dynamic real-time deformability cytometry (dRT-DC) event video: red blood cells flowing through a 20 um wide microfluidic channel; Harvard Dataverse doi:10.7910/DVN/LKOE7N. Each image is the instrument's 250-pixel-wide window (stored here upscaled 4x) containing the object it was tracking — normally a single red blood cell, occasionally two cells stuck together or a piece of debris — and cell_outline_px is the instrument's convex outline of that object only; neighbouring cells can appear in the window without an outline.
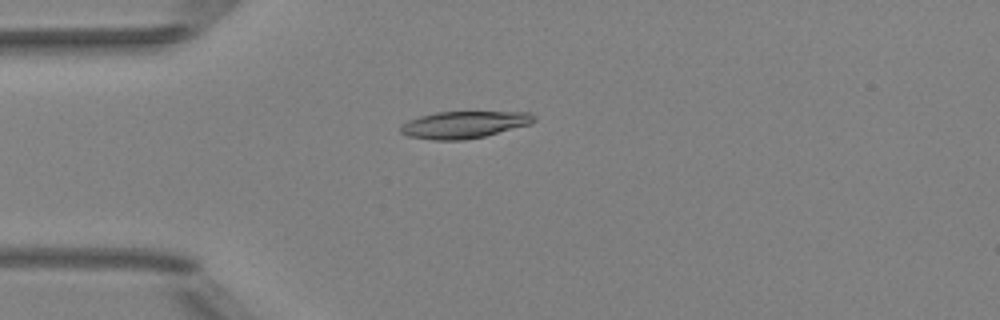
{"species": "Egyptian fruit bat (a non-hibernating species)", "species_latin": "Rousettus aegyptiacus", "temperature_condition": "room temperature", "stored_images_in_passage": 51, "camera_frame_rate_fps": 3000, "um_per_image_px": 0.085, "animal": {"sex": "female"}, "frame": {"image": 1, "passage_image": 14, "time_ms": 4.333, "image_size_px": [1000, 320], "cell_outline_px": [[536, 120], [532, 124], [484, 136], [464, 140], [432, 140], [408, 136], [400, 132], [400, 128], [408, 120], [420, 116], [436, 112], [532, 112], [536, 116]], "centroid_in_image_um": [39.49, 10.59], "position_along_channel_um": 45.5, "area_um2": 21.04}}
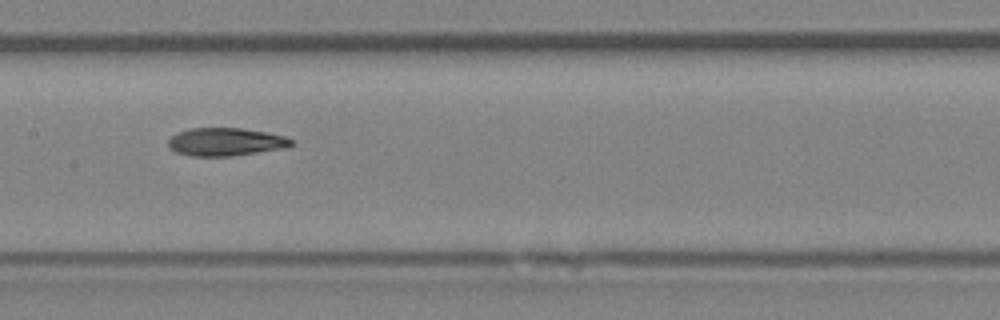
{"frame": {"image": 2, "passage_image": 26, "time_ms": 8.333, "image_size_px": [1000, 320], "cell_outline_px": [[292, 144], [284, 148], [232, 156], [192, 156], [176, 152], [168, 144], [168, 140], [172, 136], [188, 128], [240, 128], [268, 132], [284, 136], [292, 140]], "centroid_in_image_um": [19.18, 12.05], "position_along_channel_um": 188.2, "area_um2": 19.88}}
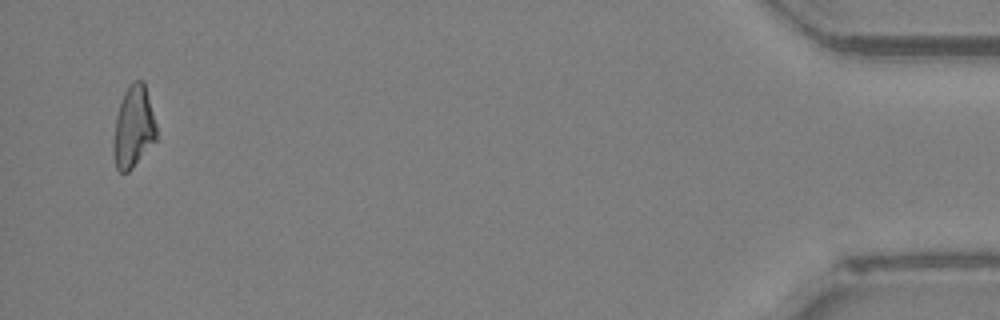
{"frame": {"image": 3, "passage_image": 50, "time_ms": 16.333, "image_size_px": [1000, 320], "cell_outline_px": [[156, 140], [132, 168], [128, 172], [120, 172], [116, 168], [112, 148], [112, 144], [116, 116], [124, 92], [128, 84], [132, 80], [144, 80], [156, 124]], "centroid_in_image_um": [11.33, 10.78], "position_along_channel_um": 423.9, "area_um2": 20.58}, "authors_computed_cell_mechanics": {"area_um2": 20.4612, "velocity_mm_per_s": 4.0334, "shape_relaxation_time_tau1_ms": 10.1352, "shape_relaxation_time_tau2_ms": 3.8099, "deformation_change_tau1": 0.2581, "deformation_change_tau2": 0.1304}}